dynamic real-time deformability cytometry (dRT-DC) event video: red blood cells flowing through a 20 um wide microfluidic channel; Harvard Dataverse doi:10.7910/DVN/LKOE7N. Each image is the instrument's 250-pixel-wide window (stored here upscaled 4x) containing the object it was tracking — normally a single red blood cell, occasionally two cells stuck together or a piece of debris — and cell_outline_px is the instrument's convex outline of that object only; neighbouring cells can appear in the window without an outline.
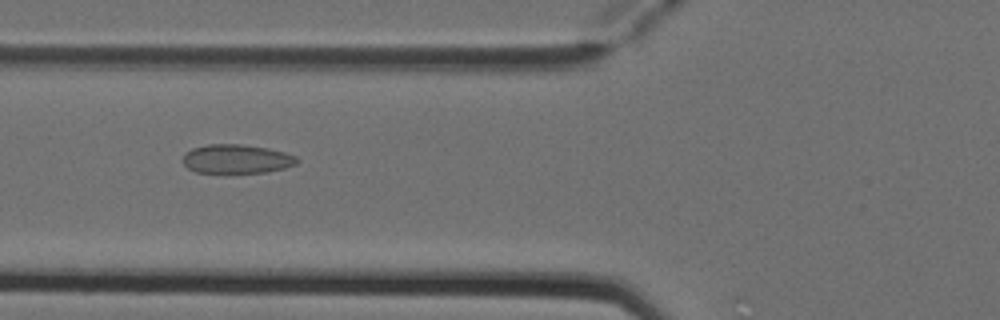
{"species": "Egyptian fruit bat (a non-hibernating species)", "species_latin": "Rousettus aegyptiacus", "temperature_condition": "cold", "stored_images_in_passage": 4, "camera_frame_rate_fps": 3000, "um_per_image_px": 0.085, "animal": {"sex": "female"}, "frame": {"image": 1, "passage_image": 3, "time_ms": 0.667, "image_size_px": [1000, 320], "cell_outline_px": [[296, 164], [284, 168], [264, 172], [196, 172], [188, 168], [184, 164], [184, 152], [192, 148], [208, 144], [240, 144], [268, 148], [284, 152], [296, 156]], "centroid_in_image_um": [20.08, 13.49], "position_along_channel_um": 105.7, "area_um2": 19.02}}
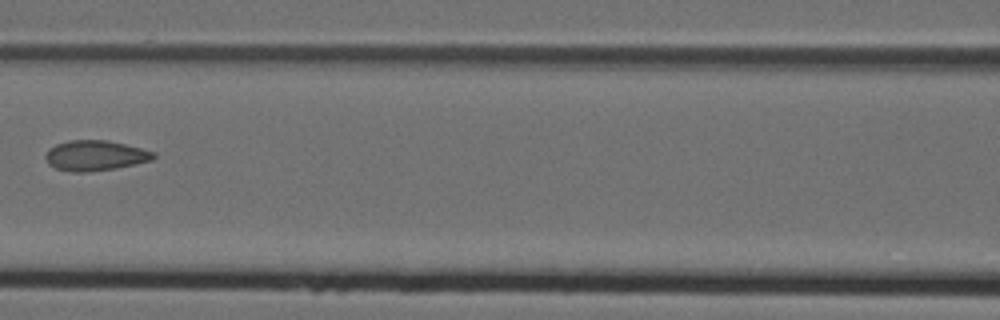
{"frame": {"image": 2, "passage_image": 4, "time_ms": 1.0, "image_size_px": [1000, 320], "cell_outline_px": [[156, 156], [152, 160], [136, 164], [116, 168], [92, 172], [72, 172], [56, 168], [48, 164], [44, 156], [48, 148], [56, 144], [68, 140], [108, 140], [156, 152]], "centroid_in_image_um": [8.08, 13.22], "position_along_channel_um": 158.5, "area_um2": 19.25}}